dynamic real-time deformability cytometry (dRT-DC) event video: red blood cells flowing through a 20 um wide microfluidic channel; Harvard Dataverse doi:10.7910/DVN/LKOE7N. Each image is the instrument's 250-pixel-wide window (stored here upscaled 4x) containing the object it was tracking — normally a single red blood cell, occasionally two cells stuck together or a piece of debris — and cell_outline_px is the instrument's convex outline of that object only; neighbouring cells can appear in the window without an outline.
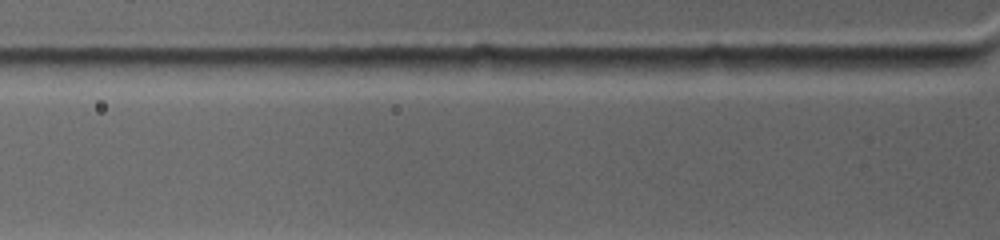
{"species": "common noctule bat (a hibernating species)", "species_latin": "Nyctalus noctula", "temperature_condition": "warm", "stored_images_in_passage": 3, "camera_frame_rate_fps": 4500, "um_per_image_px": 0.085, "animal": {"sex": "female", "body_mass_g": 19.0, "forearm_length_mm": 53.3}, "frame": {"image": 1, "passage_image": 3, "time_ms": 1.111, "image_size_px": [1000, 240], "cell_outline_px": [[684, 68], [632, 76], [576, 68], [572, 64], [576, 56], [664, 60]], "centroid_in_image_um": [53.0, 5.56], "position_along_channel_um": 72.8, "area_um2": 10.23}}